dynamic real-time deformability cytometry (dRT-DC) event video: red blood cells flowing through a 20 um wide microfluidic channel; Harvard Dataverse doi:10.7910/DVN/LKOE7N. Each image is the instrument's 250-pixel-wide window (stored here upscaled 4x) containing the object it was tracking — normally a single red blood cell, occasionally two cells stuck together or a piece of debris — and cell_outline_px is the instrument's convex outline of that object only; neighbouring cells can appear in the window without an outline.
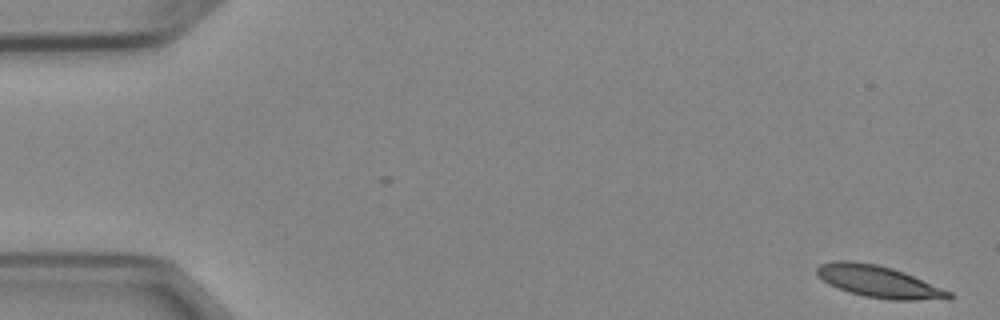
{"species": "Egyptian fruit bat (a non-hibernating species)", "species_latin": "Rousettus aegyptiacus", "temperature_condition": "cold", "stored_images_in_passage": 5, "segment_of_instrument_passage": [2, 2], "camera_frame_rate_fps": 3000, "um_per_image_px": 0.085, "animal": {"sex": "female"}, "frame": {"image": 1, "passage_image": 5, "time_ms": 5.333, "image_size_px": [1000, 320], "cell_outline_px": [[952, 296], [948, 300], [888, 300], [864, 296], [848, 292], [828, 284], [816, 272], [816, 268], [820, 264], [832, 260], [852, 260], [876, 264], [892, 268], [904, 272], [952, 292]], "centroid_in_image_um": [74.7, 23.94], "position_along_channel_um": 10.3, "area_um2": 24.68}}